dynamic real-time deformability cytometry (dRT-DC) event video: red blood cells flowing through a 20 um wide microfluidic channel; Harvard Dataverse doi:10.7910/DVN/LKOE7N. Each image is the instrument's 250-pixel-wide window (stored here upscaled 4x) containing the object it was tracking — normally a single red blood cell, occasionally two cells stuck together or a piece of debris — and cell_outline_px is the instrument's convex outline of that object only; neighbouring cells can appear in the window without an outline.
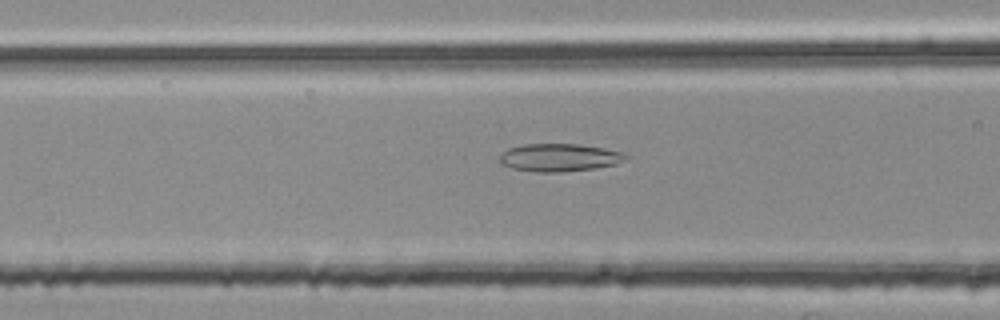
{"species": "common noctule bat (a hibernating species)", "species_latin": "Nyctalus noctula", "temperature_condition": "room temperature", "stored_images_in_passage": 28, "camera_frame_rate_fps": 3000, "um_per_image_px": 0.085, "animal": {"sex": "female", "body_mass_g": 25.1}, "frame": {"image": 1, "passage_image": 5, "time_ms": 1.333, "image_size_px": [1000, 320], "cell_outline_px": [[628, 160], [616, 164], [596, 168], [560, 172], [536, 172], [512, 168], [500, 164], [500, 156], [508, 148], [524, 144], [576, 144], [604, 148], [624, 152], [628, 156]], "centroid_in_image_um": [47.58, 13.39], "position_along_channel_um": 119.0, "area_um2": 20.52}}
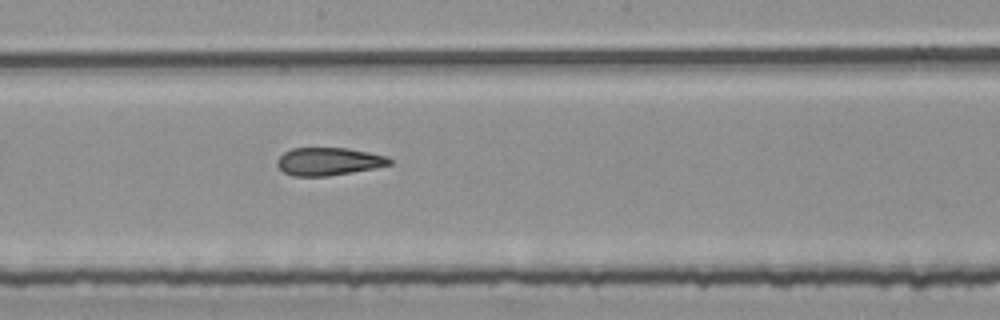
{"frame": {"image": 2, "passage_image": 13, "time_ms": 4.0, "image_size_px": [1000, 320], "cell_outline_px": [[392, 164], [376, 168], [328, 176], [292, 176], [284, 172], [276, 164], [276, 160], [284, 152], [292, 148], [348, 148], [388, 156], [392, 160]], "centroid_in_image_um": [27.94, 13.72], "position_along_channel_um": 220.3, "area_um2": 18.32}}
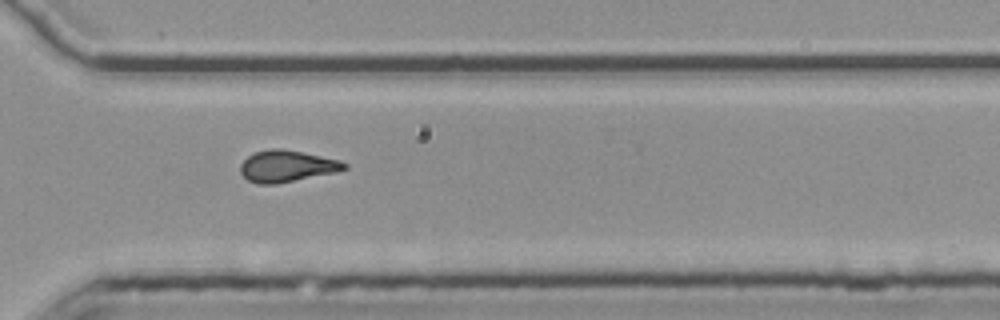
{"frame": {"image": 3, "passage_image": 23, "time_ms": 7.333, "image_size_px": [1000, 320], "cell_outline_px": [[348, 168], [336, 172], [276, 184], [260, 184], [248, 180], [240, 172], [240, 164], [248, 156], [256, 152], [272, 148], [280, 148], [340, 160], [348, 164]], "centroid_in_image_um": [24.38, 14.13], "position_along_channel_um": 346.2, "area_um2": 18.96}, "authors_computed_cell_mechanics": {"area_um2": 18.9584, "velocity_mm_per_s": 3.7893, "shape_relaxation_time_tau1_ms": null, "shape_relaxation_time_tau2_ms": 2.5233, "deformation_change_tau1": null, "deformation_change_tau2": 0.1188}}